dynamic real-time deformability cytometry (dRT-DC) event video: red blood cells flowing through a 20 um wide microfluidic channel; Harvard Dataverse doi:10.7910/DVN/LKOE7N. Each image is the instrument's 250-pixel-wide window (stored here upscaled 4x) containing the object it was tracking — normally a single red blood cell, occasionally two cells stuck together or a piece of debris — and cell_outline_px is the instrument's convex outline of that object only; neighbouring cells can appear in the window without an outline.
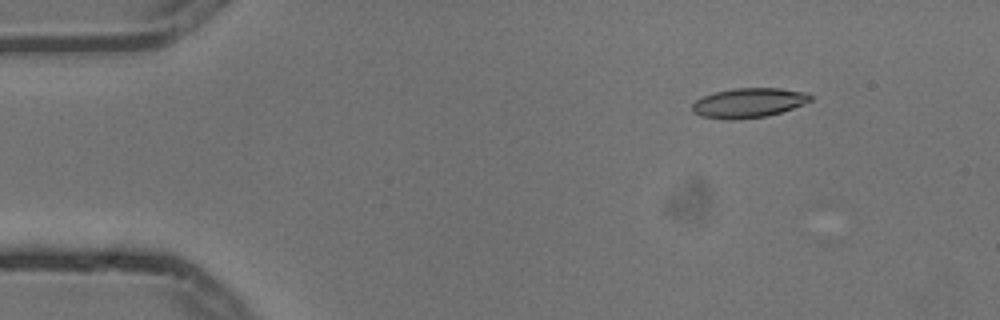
{"species": "common noctule bat (a hibernating species)", "species_latin": "Nyctalus noctula", "temperature_condition": "cold", "stored_images_in_passage": 6, "camera_frame_rate_fps": 3000, "um_per_image_px": 0.085, "animal": {"sex": "male", "body_mass_g": 13.3}, "frame": {"image": 1, "passage_image": 2, "time_ms": 0.333, "image_size_px": [1000, 320], "cell_outline_px": [[812, 100], [804, 104], [780, 112], [764, 116], [732, 120], [728, 120], [700, 116], [692, 112], [692, 104], [696, 100], [704, 96], [716, 92], [732, 88], [780, 88], [808, 92], [812, 96]], "centroid_in_image_um": [63.63, 8.73], "position_along_channel_um": 21.4, "area_um2": 20.4}}
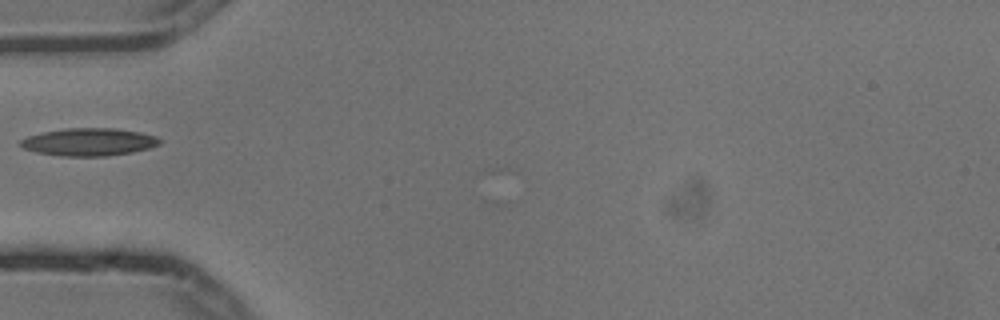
{"frame": {"image": 2, "passage_image": 5, "time_ms": 1.333, "image_size_px": [1000, 320], "cell_outline_px": [[160, 144], [148, 148], [132, 152], [104, 156], [60, 156], [36, 152], [24, 148], [20, 144], [20, 140], [28, 136], [44, 132], [64, 128], [116, 128], [140, 132], [156, 136], [160, 140]], "centroid_in_image_um": [7.56, 12.06], "position_along_channel_um": 77.4, "area_um2": 22.31}}
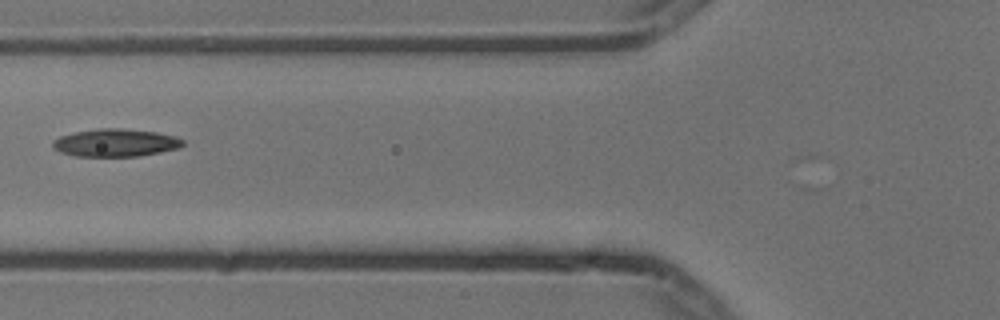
{"frame": {"image": 3, "passage_image": 6, "time_ms": 1.667, "image_size_px": [1000, 320], "cell_outline_px": [[184, 144], [180, 148], [140, 156], [72, 156], [60, 152], [52, 148], [52, 140], [60, 136], [76, 132], [96, 128], [120, 128], [156, 132], [176, 136], [184, 140]], "centroid_in_image_um": [9.81, 12.13], "position_along_channel_um": 116.0, "area_um2": 21.21}}